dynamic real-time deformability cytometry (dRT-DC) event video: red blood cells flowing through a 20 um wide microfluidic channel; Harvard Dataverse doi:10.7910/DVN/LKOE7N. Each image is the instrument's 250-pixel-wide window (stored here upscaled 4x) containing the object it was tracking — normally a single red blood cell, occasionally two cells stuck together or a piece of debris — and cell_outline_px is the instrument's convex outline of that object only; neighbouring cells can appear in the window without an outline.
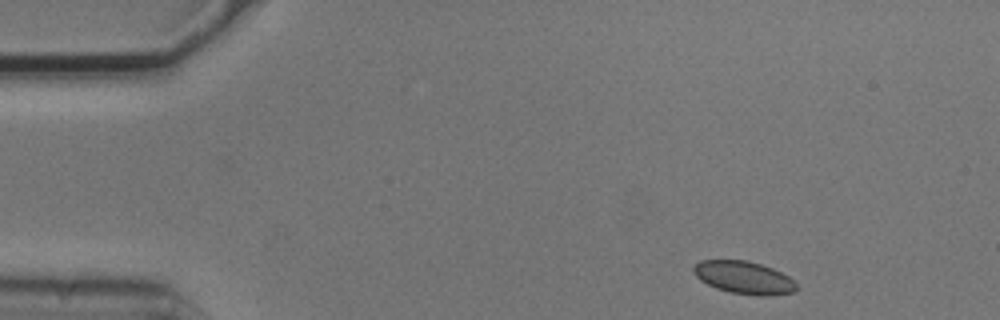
{"species": "common noctule bat (a hibernating species)", "species_latin": "Nyctalus noctula", "temperature_condition": "cold", "stored_images_in_passage": 4, "camera_frame_rate_fps": 3000, "um_per_image_px": 0.085, "animal": {"sex": "male", "body_mass_g": 20.5, "forearm_length_mm": 52.5}, "frame": {"image": 1, "passage_image": 1, "time_ms": 0.0, "image_size_px": [1000, 320], "cell_outline_px": [[796, 288], [792, 292], [772, 296], [760, 296], [728, 292], [716, 288], [700, 280], [692, 272], [692, 268], [700, 260], [748, 260], [772, 268], [788, 276], [796, 284]], "centroid_in_image_um": [63.2, 23.59], "position_along_channel_um": 21.8, "area_um2": 19.59}}